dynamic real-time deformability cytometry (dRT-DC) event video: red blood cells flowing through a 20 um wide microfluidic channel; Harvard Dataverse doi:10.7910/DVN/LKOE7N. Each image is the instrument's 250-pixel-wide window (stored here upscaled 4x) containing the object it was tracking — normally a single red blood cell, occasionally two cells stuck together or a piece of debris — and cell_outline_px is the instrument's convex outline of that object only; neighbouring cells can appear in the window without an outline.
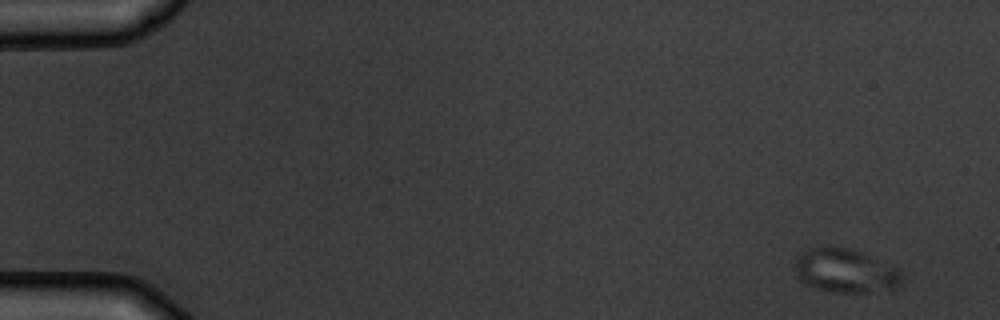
{"species": "common noctule bat (a hibernating species)", "species_latin": "Nyctalus noctula", "temperature_condition": "warm", "stored_images_in_passage": 4, "camera_frame_rate_fps": 3000, "um_per_image_px": 0.085, "animal": {"sex": "male", "body_mass_g": 19.5, "forearm_length_mm": 54.6}, "frame": {"image": 1, "passage_image": 1, "time_ms": 0.0, "image_size_px": [1000, 320], "cell_outline_px": [[900, 284], [892, 288], [868, 292], [832, 292], [816, 288], [808, 284], [796, 272], [796, 256], [800, 252], [812, 248], [848, 248], [860, 252], [900, 268]], "centroid_in_image_um": [71.87, 23.01], "position_along_channel_um": 13.1, "area_um2": 26.59}}